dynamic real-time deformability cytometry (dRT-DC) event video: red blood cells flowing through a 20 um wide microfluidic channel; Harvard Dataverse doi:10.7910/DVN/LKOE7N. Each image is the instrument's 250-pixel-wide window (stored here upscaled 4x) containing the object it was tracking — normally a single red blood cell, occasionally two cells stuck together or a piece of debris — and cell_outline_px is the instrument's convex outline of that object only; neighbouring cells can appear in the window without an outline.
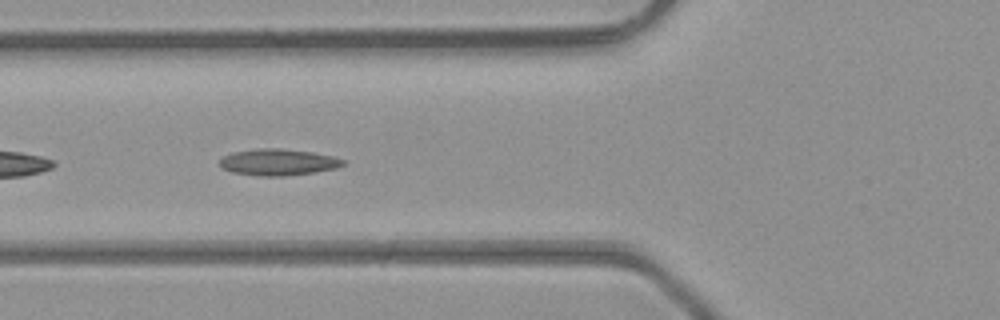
{"species": "common noctule bat (a hibernating species)", "species_latin": "Nyctalus noctula", "temperature_condition": "room temperature", "stored_images_in_passage": 47, "camera_frame_rate_fps": 3000, "um_per_image_px": 0.085, "animal": {"sex": "male", "body_mass_g": 23.1, "forearm_length_mm": 52.7}, "frame": {"image": 1, "passage_image": 18, "time_ms": 5.667, "image_size_px": [1000, 320], "cell_outline_px": [[348, 164], [336, 168], [316, 172], [284, 176], [260, 176], [232, 172], [220, 168], [220, 160], [224, 156], [236, 152], [256, 148], [280, 148], [312, 152], [332, 156], [344, 160]], "centroid_in_image_um": [23.67, 13.79], "position_along_channel_um": 102.1, "area_um2": 19.07}}
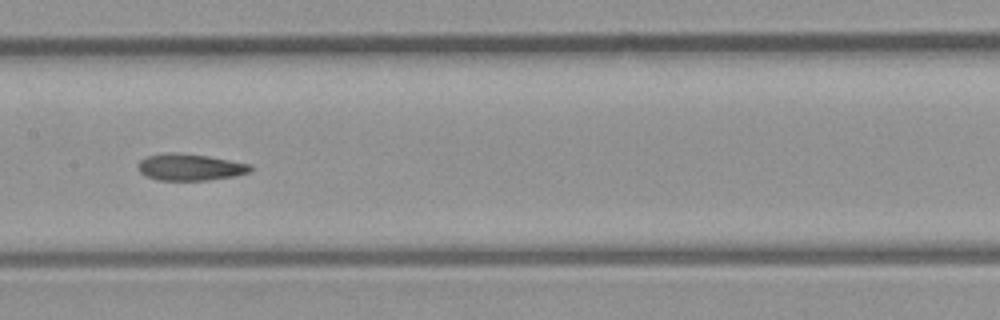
{"frame": {"image": 2, "passage_image": 24, "time_ms": 7.667, "image_size_px": [1000, 320], "cell_outline_px": [[252, 172], [236, 176], [208, 180], [160, 180], [148, 176], [140, 172], [136, 168], [136, 164], [140, 160], [148, 156], [168, 152], [172, 152], [208, 156], [252, 164]], "centroid_in_image_um": [16.18, 14.21], "position_along_channel_um": 191.2, "area_um2": 17.57}}
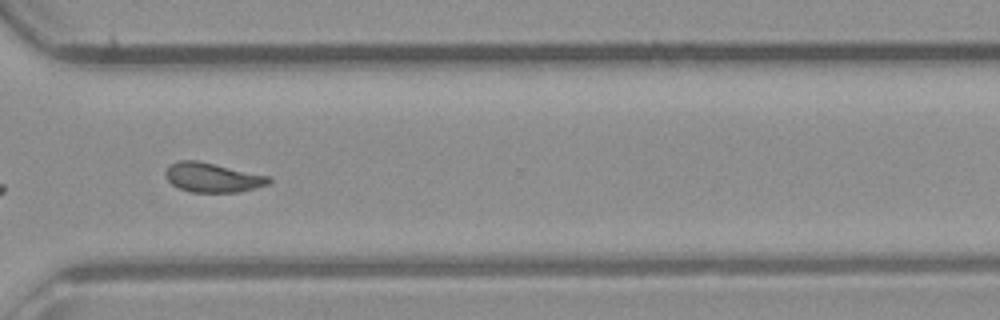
{"frame": {"image": 3, "passage_image": 35, "time_ms": 11.333, "image_size_px": [1000, 320], "cell_outline_px": [[272, 180], [268, 184], [240, 192], [192, 192], [180, 188], [172, 184], [168, 180], [164, 172], [172, 164], [180, 160], [196, 160], [268, 176]], "centroid_in_image_um": [18.06, 15.09], "position_along_channel_um": 352.5, "area_um2": 17.34}, "authors_computed_cell_mechanics": {"area_um2": 18.0914, "velocity_mm_per_s": 4.4167, "shape_relaxation_time_tau1_ms": null, "shape_relaxation_time_tau2_ms": 2.2739, "deformation_change_tau1": null, "deformation_change_tau2": 0.0906}}